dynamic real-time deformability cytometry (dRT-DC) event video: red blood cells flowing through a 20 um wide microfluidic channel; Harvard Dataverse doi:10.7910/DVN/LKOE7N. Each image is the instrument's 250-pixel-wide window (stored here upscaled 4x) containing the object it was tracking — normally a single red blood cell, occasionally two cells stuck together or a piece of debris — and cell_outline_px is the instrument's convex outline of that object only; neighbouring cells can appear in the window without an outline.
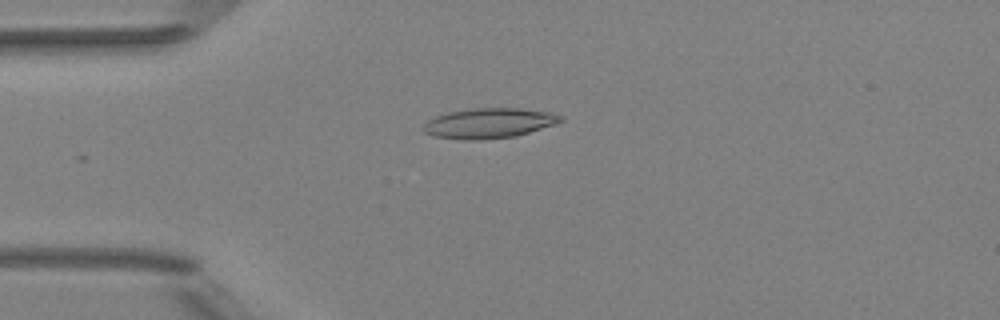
{"species": "Egyptian fruit bat (a non-hibernating species)", "species_latin": "Rousettus aegyptiacus", "temperature_condition": "room temperature", "stored_images_in_passage": 34, "camera_frame_rate_fps": 3000, "um_per_image_px": 0.085, "animal": {"sex": "female"}, "frame": {"image": 1, "passage_image": 2, "time_ms": 0.333, "image_size_px": [1000, 320], "cell_outline_px": [[564, 120], [556, 124], [516, 136], [484, 140], [464, 140], [436, 136], [424, 132], [424, 124], [428, 120], [436, 116], [448, 112], [468, 108], [520, 108], [552, 112], [564, 116]], "centroid_in_image_um": [41.62, 10.46], "position_along_channel_um": 43.4, "area_um2": 24.28}}
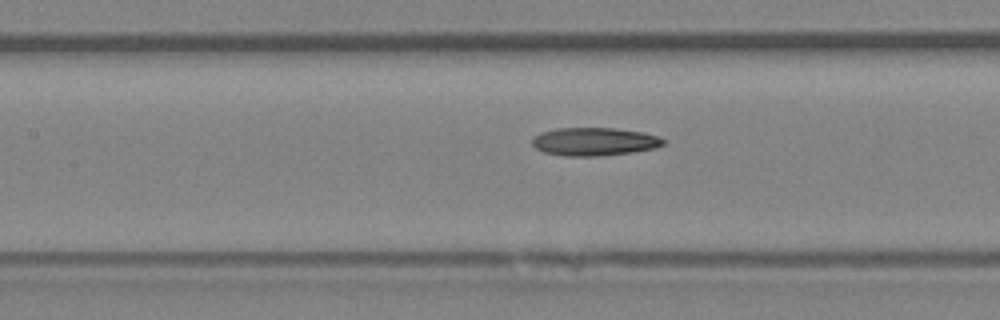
{"frame": {"image": 2, "passage_image": 12, "time_ms": 3.667, "image_size_px": [1000, 320], "cell_outline_px": [[668, 140], [664, 144], [656, 148], [632, 152], [600, 156], [564, 156], [544, 152], [536, 148], [532, 144], [532, 136], [540, 132], [556, 128], [616, 128], [644, 132], [660, 136]], "centroid_in_image_um": [50.54, 12.03], "position_along_channel_um": 156.9, "area_um2": 21.85}}
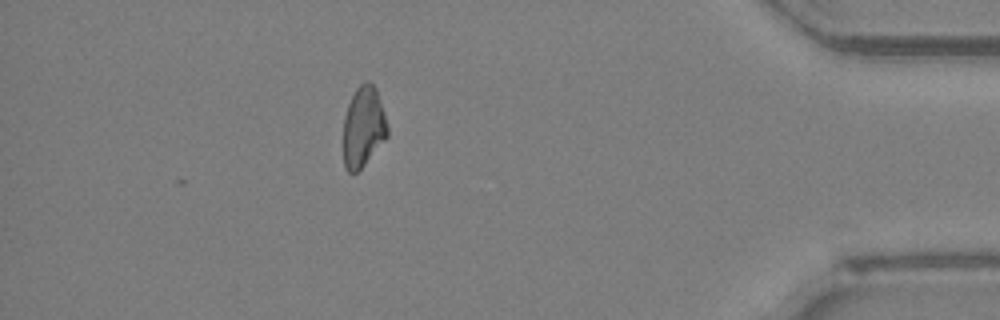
{"frame": {"image": 3, "passage_image": 34, "time_ms": 11.0, "image_size_px": [1000, 320], "cell_outline_px": [[388, 136], [364, 164], [356, 172], [348, 172], [344, 168], [344, 116], [348, 104], [356, 88], [364, 80], [368, 80], [376, 88], [388, 124]], "centroid_in_image_um": [30.89, 10.75], "position_along_channel_um": 404.3, "area_um2": 20.63}, "authors_computed_cell_mechanics": {"area_um2": 21.1548, "velocity_mm_per_s": 4.0321, "shape_relaxation_time_tau1_ms": 10.3663, "shape_relaxation_time_tau2_ms": 4.0783, "deformation_change_tau1": 0.2455, "deformation_change_tau2": 0.1288}}